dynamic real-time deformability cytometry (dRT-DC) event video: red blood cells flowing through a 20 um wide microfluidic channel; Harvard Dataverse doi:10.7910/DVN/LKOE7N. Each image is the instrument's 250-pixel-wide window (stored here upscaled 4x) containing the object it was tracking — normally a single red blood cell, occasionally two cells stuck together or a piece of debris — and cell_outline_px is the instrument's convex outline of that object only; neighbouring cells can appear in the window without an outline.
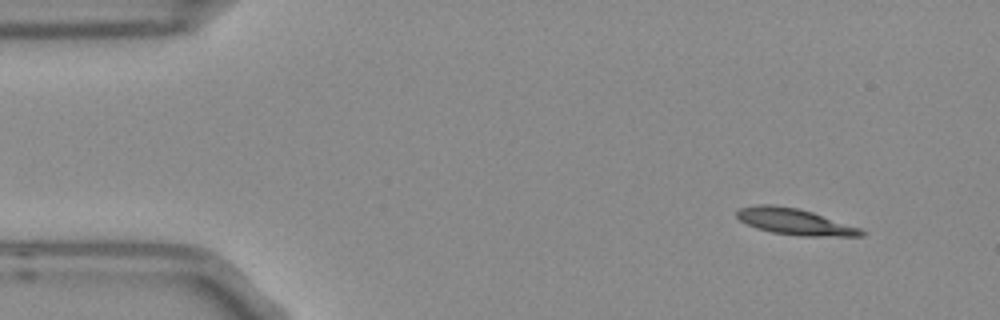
{"species": "Egyptian fruit bat (a non-hibernating species)", "species_latin": "Rousettus aegyptiacus", "temperature_condition": "room temperature", "stored_images_in_passage": 4, "camera_frame_rate_fps": 3000, "um_per_image_px": 0.085, "frame": {"image": 1, "passage_image": 1, "time_ms": 0.0, "image_size_px": [1000, 320], "cell_outline_px": [[864, 236], [804, 236], [772, 232], [756, 228], [740, 220], [736, 216], [736, 212], [740, 208], [756, 204], [772, 204], [800, 208], [860, 228], [864, 232]], "centroid_in_image_um": [67.53, 18.83], "position_along_channel_um": 17.5, "area_um2": 18.9}}
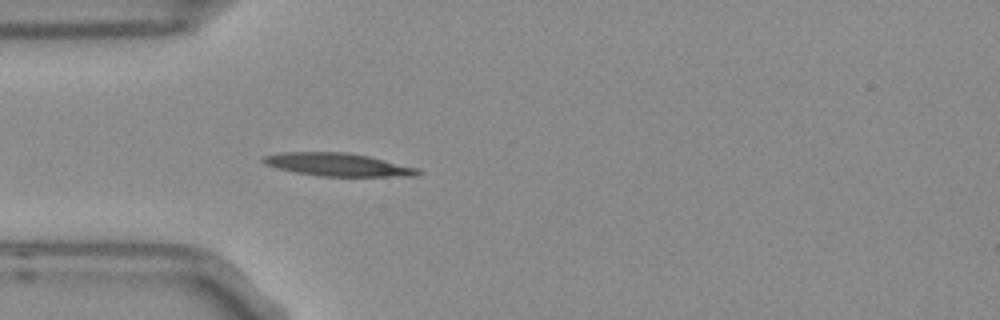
{"frame": {"image": 2, "passage_image": 4, "time_ms": 1.0, "image_size_px": [1000, 320], "cell_outline_px": [[420, 172], [416, 176], [320, 176], [296, 172], [264, 164], [260, 160], [264, 156], [284, 152], [348, 152], [368, 156], [416, 168]], "centroid_in_image_um": [28.67, 13.99], "position_along_channel_um": 56.3, "area_um2": 20.35}}